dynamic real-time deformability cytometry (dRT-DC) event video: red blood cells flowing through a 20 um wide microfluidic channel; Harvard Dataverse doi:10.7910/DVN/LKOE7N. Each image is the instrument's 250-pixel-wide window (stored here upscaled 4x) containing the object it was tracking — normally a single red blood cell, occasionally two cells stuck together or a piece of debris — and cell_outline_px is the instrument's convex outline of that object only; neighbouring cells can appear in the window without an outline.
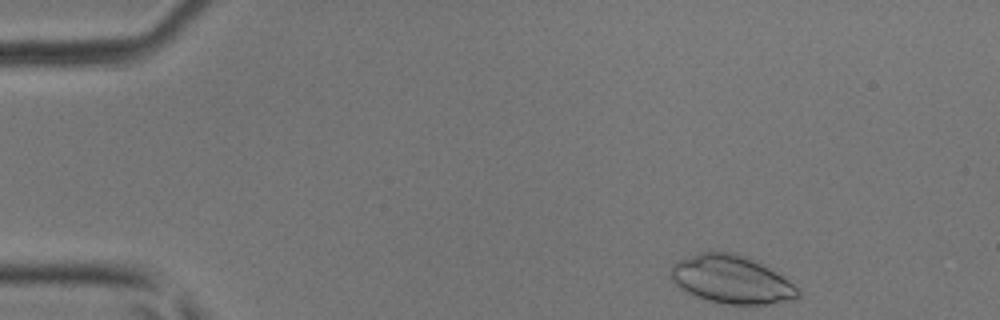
{"species": "common noctule bat (a hibernating species)", "species_latin": "Nyctalus noctula", "temperature_condition": "room temperature", "stored_images_in_passage": 8, "camera_frame_rate_fps": 3000, "um_per_image_px": 0.085, "animal": {"sex": "male", "body_mass_g": 17.9, "forearm_length_mm": 54.2}, "frame": {"image": 1, "passage_image": 1, "time_ms": 0.0, "image_size_px": [1000, 320], "cell_outline_px": [[800, 296], [796, 300], [768, 304], [724, 304], [708, 300], [684, 292], [668, 276], [672, 268], [680, 260], [700, 252], [736, 252], [756, 260], [784, 276], [800, 292]], "centroid_in_image_um": [62.2, 23.76], "position_along_channel_um": 22.8, "area_um2": 35.72}}